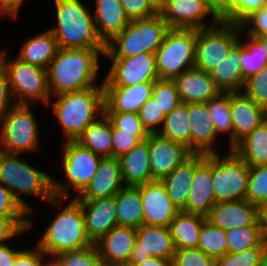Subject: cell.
Masks as SVG:
<instances>
[{
  "instance_id": "obj_1",
  "label": "cell",
  "mask_w": 267,
  "mask_h": 266,
  "mask_svg": "<svg viewBox=\"0 0 267 266\" xmlns=\"http://www.w3.org/2000/svg\"><path fill=\"white\" fill-rule=\"evenodd\" d=\"M17 156L0 150V183L29 214L33 209L19 196L22 193L41 197L57 207L59 199L68 198V185L55 181L47 172L37 170Z\"/></svg>"
},
{
  "instance_id": "obj_2",
  "label": "cell",
  "mask_w": 267,
  "mask_h": 266,
  "mask_svg": "<svg viewBox=\"0 0 267 266\" xmlns=\"http://www.w3.org/2000/svg\"><path fill=\"white\" fill-rule=\"evenodd\" d=\"M105 49H58L48 65L47 81L52 95L81 91L97 86L99 55Z\"/></svg>"
},
{
  "instance_id": "obj_3",
  "label": "cell",
  "mask_w": 267,
  "mask_h": 266,
  "mask_svg": "<svg viewBox=\"0 0 267 266\" xmlns=\"http://www.w3.org/2000/svg\"><path fill=\"white\" fill-rule=\"evenodd\" d=\"M57 26L49 29L60 49H105L94 18L81 0H54Z\"/></svg>"
},
{
  "instance_id": "obj_4",
  "label": "cell",
  "mask_w": 267,
  "mask_h": 266,
  "mask_svg": "<svg viewBox=\"0 0 267 266\" xmlns=\"http://www.w3.org/2000/svg\"><path fill=\"white\" fill-rule=\"evenodd\" d=\"M52 109L57 117L66 141H76L84 130L104 112V86L90 87L55 95Z\"/></svg>"
},
{
  "instance_id": "obj_5",
  "label": "cell",
  "mask_w": 267,
  "mask_h": 266,
  "mask_svg": "<svg viewBox=\"0 0 267 266\" xmlns=\"http://www.w3.org/2000/svg\"><path fill=\"white\" fill-rule=\"evenodd\" d=\"M170 27L158 13L155 16L131 20L120 32L105 43L107 58H126L139 53H156Z\"/></svg>"
},
{
  "instance_id": "obj_6",
  "label": "cell",
  "mask_w": 267,
  "mask_h": 266,
  "mask_svg": "<svg viewBox=\"0 0 267 266\" xmlns=\"http://www.w3.org/2000/svg\"><path fill=\"white\" fill-rule=\"evenodd\" d=\"M92 245L94 243L87 234L81 204L73 198L49 224L38 248L46 256L50 254L55 258L62 252L77 251Z\"/></svg>"
},
{
  "instance_id": "obj_7",
  "label": "cell",
  "mask_w": 267,
  "mask_h": 266,
  "mask_svg": "<svg viewBox=\"0 0 267 266\" xmlns=\"http://www.w3.org/2000/svg\"><path fill=\"white\" fill-rule=\"evenodd\" d=\"M196 29L170 28L156 50L159 79L172 80L195 67Z\"/></svg>"
},
{
  "instance_id": "obj_8",
  "label": "cell",
  "mask_w": 267,
  "mask_h": 266,
  "mask_svg": "<svg viewBox=\"0 0 267 266\" xmlns=\"http://www.w3.org/2000/svg\"><path fill=\"white\" fill-rule=\"evenodd\" d=\"M240 24L219 21L197 30L195 68L210 73L239 42Z\"/></svg>"
},
{
  "instance_id": "obj_9",
  "label": "cell",
  "mask_w": 267,
  "mask_h": 266,
  "mask_svg": "<svg viewBox=\"0 0 267 266\" xmlns=\"http://www.w3.org/2000/svg\"><path fill=\"white\" fill-rule=\"evenodd\" d=\"M2 51L0 66L7 73L10 89L16 104H28L37 100L49 104L51 94L46 69L15 59L7 61Z\"/></svg>"
},
{
  "instance_id": "obj_10",
  "label": "cell",
  "mask_w": 267,
  "mask_h": 266,
  "mask_svg": "<svg viewBox=\"0 0 267 266\" xmlns=\"http://www.w3.org/2000/svg\"><path fill=\"white\" fill-rule=\"evenodd\" d=\"M212 154L213 192L216 203L245 200L250 167L231 149L220 158Z\"/></svg>"
},
{
  "instance_id": "obj_11",
  "label": "cell",
  "mask_w": 267,
  "mask_h": 266,
  "mask_svg": "<svg viewBox=\"0 0 267 266\" xmlns=\"http://www.w3.org/2000/svg\"><path fill=\"white\" fill-rule=\"evenodd\" d=\"M29 105L15 104L1 121V151L19 154L39 148V127Z\"/></svg>"
},
{
  "instance_id": "obj_12",
  "label": "cell",
  "mask_w": 267,
  "mask_h": 266,
  "mask_svg": "<svg viewBox=\"0 0 267 266\" xmlns=\"http://www.w3.org/2000/svg\"><path fill=\"white\" fill-rule=\"evenodd\" d=\"M112 63L104 87H130L159 79L155 53H139L126 58H109Z\"/></svg>"
},
{
  "instance_id": "obj_13",
  "label": "cell",
  "mask_w": 267,
  "mask_h": 266,
  "mask_svg": "<svg viewBox=\"0 0 267 266\" xmlns=\"http://www.w3.org/2000/svg\"><path fill=\"white\" fill-rule=\"evenodd\" d=\"M159 14L170 28L202 29L216 25L218 10L208 0H159ZM212 15L213 23L202 21Z\"/></svg>"
},
{
  "instance_id": "obj_14",
  "label": "cell",
  "mask_w": 267,
  "mask_h": 266,
  "mask_svg": "<svg viewBox=\"0 0 267 266\" xmlns=\"http://www.w3.org/2000/svg\"><path fill=\"white\" fill-rule=\"evenodd\" d=\"M136 236L127 266H137L150 257L172 262L176 248L169 227L143 224L136 228Z\"/></svg>"
},
{
  "instance_id": "obj_15",
  "label": "cell",
  "mask_w": 267,
  "mask_h": 266,
  "mask_svg": "<svg viewBox=\"0 0 267 266\" xmlns=\"http://www.w3.org/2000/svg\"><path fill=\"white\" fill-rule=\"evenodd\" d=\"M63 154L65 176L79 196L96 175L103 157L82 147L76 141H66Z\"/></svg>"
},
{
  "instance_id": "obj_16",
  "label": "cell",
  "mask_w": 267,
  "mask_h": 266,
  "mask_svg": "<svg viewBox=\"0 0 267 266\" xmlns=\"http://www.w3.org/2000/svg\"><path fill=\"white\" fill-rule=\"evenodd\" d=\"M149 164L153 180L161 181L193 153L185 145L152 133L148 137Z\"/></svg>"
},
{
  "instance_id": "obj_17",
  "label": "cell",
  "mask_w": 267,
  "mask_h": 266,
  "mask_svg": "<svg viewBox=\"0 0 267 266\" xmlns=\"http://www.w3.org/2000/svg\"><path fill=\"white\" fill-rule=\"evenodd\" d=\"M137 187L141 193L144 224L169 227L179 210L169 198L165 185L154 180Z\"/></svg>"
},
{
  "instance_id": "obj_18",
  "label": "cell",
  "mask_w": 267,
  "mask_h": 266,
  "mask_svg": "<svg viewBox=\"0 0 267 266\" xmlns=\"http://www.w3.org/2000/svg\"><path fill=\"white\" fill-rule=\"evenodd\" d=\"M233 148L267 120V110L258 106L242 91L230 92Z\"/></svg>"
},
{
  "instance_id": "obj_19",
  "label": "cell",
  "mask_w": 267,
  "mask_h": 266,
  "mask_svg": "<svg viewBox=\"0 0 267 266\" xmlns=\"http://www.w3.org/2000/svg\"><path fill=\"white\" fill-rule=\"evenodd\" d=\"M136 238V228L118 225L94 244L106 266H127Z\"/></svg>"
},
{
  "instance_id": "obj_20",
  "label": "cell",
  "mask_w": 267,
  "mask_h": 266,
  "mask_svg": "<svg viewBox=\"0 0 267 266\" xmlns=\"http://www.w3.org/2000/svg\"><path fill=\"white\" fill-rule=\"evenodd\" d=\"M206 218L225 231L246 226H261L259 207L246 199L216 203Z\"/></svg>"
},
{
  "instance_id": "obj_21",
  "label": "cell",
  "mask_w": 267,
  "mask_h": 266,
  "mask_svg": "<svg viewBox=\"0 0 267 266\" xmlns=\"http://www.w3.org/2000/svg\"><path fill=\"white\" fill-rule=\"evenodd\" d=\"M125 184L122 179L121 166L117 157H103L98 171L87 187L74 197L77 201H89L115 196Z\"/></svg>"
},
{
  "instance_id": "obj_22",
  "label": "cell",
  "mask_w": 267,
  "mask_h": 266,
  "mask_svg": "<svg viewBox=\"0 0 267 266\" xmlns=\"http://www.w3.org/2000/svg\"><path fill=\"white\" fill-rule=\"evenodd\" d=\"M154 82H142L130 87H104L103 113H138L152 97Z\"/></svg>"
},
{
  "instance_id": "obj_23",
  "label": "cell",
  "mask_w": 267,
  "mask_h": 266,
  "mask_svg": "<svg viewBox=\"0 0 267 266\" xmlns=\"http://www.w3.org/2000/svg\"><path fill=\"white\" fill-rule=\"evenodd\" d=\"M78 202L84 213L87 234L93 243L118 226L115 196Z\"/></svg>"
},
{
  "instance_id": "obj_24",
  "label": "cell",
  "mask_w": 267,
  "mask_h": 266,
  "mask_svg": "<svg viewBox=\"0 0 267 266\" xmlns=\"http://www.w3.org/2000/svg\"><path fill=\"white\" fill-rule=\"evenodd\" d=\"M213 192L212 154L205 155L196 167L188 200L184 212L207 216L215 206Z\"/></svg>"
},
{
  "instance_id": "obj_25",
  "label": "cell",
  "mask_w": 267,
  "mask_h": 266,
  "mask_svg": "<svg viewBox=\"0 0 267 266\" xmlns=\"http://www.w3.org/2000/svg\"><path fill=\"white\" fill-rule=\"evenodd\" d=\"M184 103H207L217 96L221 90L210 76L198 68L184 71L172 79Z\"/></svg>"
},
{
  "instance_id": "obj_26",
  "label": "cell",
  "mask_w": 267,
  "mask_h": 266,
  "mask_svg": "<svg viewBox=\"0 0 267 266\" xmlns=\"http://www.w3.org/2000/svg\"><path fill=\"white\" fill-rule=\"evenodd\" d=\"M189 123L191 129V152L194 154H215L213 143L217 137L207 103H189Z\"/></svg>"
},
{
  "instance_id": "obj_27",
  "label": "cell",
  "mask_w": 267,
  "mask_h": 266,
  "mask_svg": "<svg viewBox=\"0 0 267 266\" xmlns=\"http://www.w3.org/2000/svg\"><path fill=\"white\" fill-rule=\"evenodd\" d=\"M203 160L204 154L193 153L161 180L167 189L169 198L179 211H183L186 207L195 169Z\"/></svg>"
},
{
  "instance_id": "obj_28",
  "label": "cell",
  "mask_w": 267,
  "mask_h": 266,
  "mask_svg": "<svg viewBox=\"0 0 267 266\" xmlns=\"http://www.w3.org/2000/svg\"><path fill=\"white\" fill-rule=\"evenodd\" d=\"M119 161L125 186L137 187L154 181L149 164L148 138L121 155Z\"/></svg>"
},
{
  "instance_id": "obj_29",
  "label": "cell",
  "mask_w": 267,
  "mask_h": 266,
  "mask_svg": "<svg viewBox=\"0 0 267 266\" xmlns=\"http://www.w3.org/2000/svg\"><path fill=\"white\" fill-rule=\"evenodd\" d=\"M94 23L98 36L106 43L129 23L120 0H96Z\"/></svg>"
},
{
  "instance_id": "obj_30",
  "label": "cell",
  "mask_w": 267,
  "mask_h": 266,
  "mask_svg": "<svg viewBox=\"0 0 267 266\" xmlns=\"http://www.w3.org/2000/svg\"><path fill=\"white\" fill-rule=\"evenodd\" d=\"M206 216L179 211L169 224L176 249L197 248Z\"/></svg>"
},
{
  "instance_id": "obj_31",
  "label": "cell",
  "mask_w": 267,
  "mask_h": 266,
  "mask_svg": "<svg viewBox=\"0 0 267 266\" xmlns=\"http://www.w3.org/2000/svg\"><path fill=\"white\" fill-rule=\"evenodd\" d=\"M59 47L54 34L47 30L34 37H30L22 46L18 59L23 62L47 69L55 58Z\"/></svg>"
},
{
  "instance_id": "obj_32",
  "label": "cell",
  "mask_w": 267,
  "mask_h": 266,
  "mask_svg": "<svg viewBox=\"0 0 267 266\" xmlns=\"http://www.w3.org/2000/svg\"><path fill=\"white\" fill-rule=\"evenodd\" d=\"M112 124L103 113L76 140L82 147L102 157H113Z\"/></svg>"
},
{
  "instance_id": "obj_33",
  "label": "cell",
  "mask_w": 267,
  "mask_h": 266,
  "mask_svg": "<svg viewBox=\"0 0 267 266\" xmlns=\"http://www.w3.org/2000/svg\"><path fill=\"white\" fill-rule=\"evenodd\" d=\"M210 76L221 92L243 90L245 80L242 76L241 60L239 57V42L230 51L226 58L210 72Z\"/></svg>"
},
{
  "instance_id": "obj_34",
  "label": "cell",
  "mask_w": 267,
  "mask_h": 266,
  "mask_svg": "<svg viewBox=\"0 0 267 266\" xmlns=\"http://www.w3.org/2000/svg\"><path fill=\"white\" fill-rule=\"evenodd\" d=\"M119 226L139 228L144 224L143 205L138 187L125 186L115 195Z\"/></svg>"
},
{
  "instance_id": "obj_35",
  "label": "cell",
  "mask_w": 267,
  "mask_h": 266,
  "mask_svg": "<svg viewBox=\"0 0 267 266\" xmlns=\"http://www.w3.org/2000/svg\"><path fill=\"white\" fill-rule=\"evenodd\" d=\"M249 167L267 165V120L232 149Z\"/></svg>"
},
{
  "instance_id": "obj_36",
  "label": "cell",
  "mask_w": 267,
  "mask_h": 266,
  "mask_svg": "<svg viewBox=\"0 0 267 266\" xmlns=\"http://www.w3.org/2000/svg\"><path fill=\"white\" fill-rule=\"evenodd\" d=\"M189 123L188 103H180L165 116L161 136L181 143L191 151V129Z\"/></svg>"
},
{
  "instance_id": "obj_37",
  "label": "cell",
  "mask_w": 267,
  "mask_h": 266,
  "mask_svg": "<svg viewBox=\"0 0 267 266\" xmlns=\"http://www.w3.org/2000/svg\"><path fill=\"white\" fill-rule=\"evenodd\" d=\"M247 36L249 41L246 43L243 44L239 41V57L245 81L267 66V54H265L262 44L255 37Z\"/></svg>"
},
{
  "instance_id": "obj_38",
  "label": "cell",
  "mask_w": 267,
  "mask_h": 266,
  "mask_svg": "<svg viewBox=\"0 0 267 266\" xmlns=\"http://www.w3.org/2000/svg\"><path fill=\"white\" fill-rule=\"evenodd\" d=\"M228 253H238L253 247H266L261 226H246L226 230Z\"/></svg>"
},
{
  "instance_id": "obj_39",
  "label": "cell",
  "mask_w": 267,
  "mask_h": 266,
  "mask_svg": "<svg viewBox=\"0 0 267 266\" xmlns=\"http://www.w3.org/2000/svg\"><path fill=\"white\" fill-rule=\"evenodd\" d=\"M211 120L214 123L216 133H229L230 147L233 149V127L230 112V92H220L207 102Z\"/></svg>"
},
{
  "instance_id": "obj_40",
  "label": "cell",
  "mask_w": 267,
  "mask_h": 266,
  "mask_svg": "<svg viewBox=\"0 0 267 266\" xmlns=\"http://www.w3.org/2000/svg\"><path fill=\"white\" fill-rule=\"evenodd\" d=\"M197 248L215 259L225 255L228 253L225 230L206 219L202 225Z\"/></svg>"
},
{
  "instance_id": "obj_41",
  "label": "cell",
  "mask_w": 267,
  "mask_h": 266,
  "mask_svg": "<svg viewBox=\"0 0 267 266\" xmlns=\"http://www.w3.org/2000/svg\"><path fill=\"white\" fill-rule=\"evenodd\" d=\"M267 0H223L218 9L220 21L241 24L254 11L262 9Z\"/></svg>"
},
{
  "instance_id": "obj_42",
  "label": "cell",
  "mask_w": 267,
  "mask_h": 266,
  "mask_svg": "<svg viewBox=\"0 0 267 266\" xmlns=\"http://www.w3.org/2000/svg\"><path fill=\"white\" fill-rule=\"evenodd\" d=\"M246 200L259 208L267 202V165L250 167Z\"/></svg>"
},
{
  "instance_id": "obj_43",
  "label": "cell",
  "mask_w": 267,
  "mask_h": 266,
  "mask_svg": "<svg viewBox=\"0 0 267 266\" xmlns=\"http://www.w3.org/2000/svg\"><path fill=\"white\" fill-rule=\"evenodd\" d=\"M152 97L165 116L182 103L174 82L168 79H157L154 82Z\"/></svg>"
},
{
  "instance_id": "obj_44",
  "label": "cell",
  "mask_w": 267,
  "mask_h": 266,
  "mask_svg": "<svg viewBox=\"0 0 267 266\" xmlns=\"http://www.w3.org/2000/svg\"><path fill=\"white\" fill-rule=\"evenodd\" d=\"M111 124L120 132L132 133L141 141L146 140L150 133L140 120L138 113H104Z\"/></svg>"
},
{
  "instance_id": "obj_45",
  "label": "cell",
  "mask_w": 267,
  "mask_h": 266,
  "mask_svg": "<svg viewBox=\"0 0 267 266\" xmlns=\"http://www.w3.org/2000/svg\"><path fill=\"white\" fill-rule=\"evenodd\" d=\"M56 258L62 266H106L100 259L95 244L77 251H66Z\"/></svg>"
},
{
  "instance_id": "obj_46",
  "label": "cell",
  "mask_w": 267,
  "mask_h": 266,
  "mask_svg": "<svg viewBox=\"0 0 267 266\" xmlns=\"http://www.w3.org/2000/svg\"><path fill=\"white\" fill-rule=\"evenodd\" d=\"M264 253L265 247H253L238 253H226L216 258L215 266H261Z\"/></svg>"
},
{
  "instance_id": "obj_47",
  "label": "cell",
  "mask_w": 267,
  "mask_h": 266,
  "mask_svg": "<svg viewBox=\"0 0 267 266\" xmlns=\"http://www.w3.org/2000/svg\"><path fill=\"white\" fill-rule=\"evenodd\" d=\"M243 89L258 106L267 110V66L248 78Z\"/></svg>"
},
{
  "instance_id": "obj_48",
  "label": "cell",
  "mask_w": 267,
  "mask_h": 266,
  "mask_svg": "<svg viewBox=\"0 0 267 266\" xmlns=\"http://www.w3.org/2000/svg\"><path fill=\"white\" fill-rule=\"evenodd\" d=\"M216 259L198 248L176 249L171 266H215Z\"/></svg>"
},
{
  "instance_id": "obj_49",
  "label": "cell",
  "mask_w": 267,
  "mask_h": 266,
  "mask_svg": "<svg viewBox=\"0 0 267 266\" xmlns=\"http://www.w3.org/2000/svg\"><path fill=\"white\" fill-rule=\"evenodd\" d=\"M130 20L145 19L159 13V0H120Z\"/></svg>"
},
{
  "instance_id": "obj_50",
  "label": "cell",
  "mask_w": 267,
  "mask_h": 266,
  "mask_svg": "<svg viewBox=\"0 0 267 266\" xmlns=\"http://www.w3.org/2000/svg\"><path fill=\"white\" fill-rule=\"evenodd\" d=\"M140 120L143 122L145 128L150 134L158 133L157 125L163 124L165 114L161 112L157 102L150 97L141 107L138 112Z\"/></svg>"
},
{
  "instance_id": "obj_51",
  "label": "cell",
  "mask_w": 267,
  "mask_h": 266,
  "mask_svg": "<svg viewBox=\"0 0 267 266\" xmlns=\"http://www.w3.org/2000/svg\"><path fill=\"white\" fill-rule=\"evenodd\" d=\"M32 227V221L25 217H3L0 216V244L13 238Z\"/></svg>"
},
{
  "instance_id": "obj_52",
  "label": "cell",
  "mask_w": 267,
  "mask_h": 266,
  "mask_svg": "<svg viewBox=\"0 0 267 266\" xmlns=\"http://www.w3.org/2000/svg\"><path fill=\"white\" fill-rule=\"evenodd\" d=\"M240 25L247 32V35H267V4L262 9L254 11Z\"/></svg>"
},
{
  "instance_id": "obj_53",
  "label": "cell",
  "mask_w": 267,
  "mask_h": 266,
  "mask_svg": "<svg viewBox=\"0 0 267 266\" xmlns=\"http://www.w3.org/2000/svg\"><path fill=\"white\" fill-rule=\"evenodd\" d=\"M29 213L15 200L12 193L0 183V216L25 217Z\"/></svg>"
},
{
  "instance_id": "obj_54",
  "label": "cell",
  "mask_w": 267,
  "mask_h": 266,
  "mask_svg": "<svg viewBox=\"0 0 267 266\" xmlns=\"http://www.w3.org/2000/svg\"><path fill=\"white\" fill-rule=\"evenodd\" d=\"M111 136L113 140V157L117 158L124 153L129 152L141 142V140L132 135V133L120 132V129L115 128L113 125Z\"/></svg>"
},
{
  "instance_id": "obj_55",
  "label": "cell",
  "mask_w": 267,
  "mask_h": 266,
  "mask_svg": "<svg viewBox=\"0 0 267 266\" xmlns=\"http://www.w3.org/2000/svg\"><path fill=\"white\" fill-rule=\"evenodd\" d=\"M13 99L14 97L10 89L7 73L0 66V123L10 109L16 104ZM12 100L13 102H11Z\"/></svg>"
},
{
  "instance_id": "obj_56",
  "label": "cell",
  "mask_w": 267,
  "mask_h": 266,
  "mask_svg": "<svg viewBox=\"0 0 267 266\" xmlns=\"http://www.w3.org/2000/svg\"><path fill=\"white\" fill-rule=\"evenodd\" d=\"M44 254L38 247L34 250H21L14 262L13 266H41L43 262Z\"/></svg>"
},
{
  "instance_id": "obj_57",
  "label": "cell",
  "mask_w": 267,
  "mask_h": 266,
  "mask_svg": "<svg viewBox=\"0 0 267 266\" xmlns=\"http://www.w3.org/2000/svg\"><path fill=\"white\" fill-rule=\"evenodd\" d=\"M21 250H14L5 243L0 244V266H13L18 253Z\"/></svg>"
},
{
  "instance_id": "obj_58",
  "label": "cell",
  "mask_w": 267,
  "mask_h": 266,
  "mask_svg": "<svg viewBox=\"0 0 267 266\" xmlns=\"http://www.w3.org/2000/svg\"><path fill=\"white\" fill-rule=\"evenodd\" d=\"M23 0H0V15L8 14L15 18Z\"/></svg>"
},
{
  "instance_id": "obj_59",
  "label": "cell",
  "mask_w": 267,
  "mask_h": 266,
  "mask_svg": "<svg viewBox=\"0 0 267 266\" xmlns=\"http://www.w3.org/2000/svg\"><path fill=\"white\" fill-rule=\"evenodd\" d=\"M137 266H171V262L163 258L150 257Z\"/></svg>"
},
{
  "instance_id": "obj_60",
  "label": "cell",
  "mask_w": 267,
  "mask_h": 266,
  "mask_svg": "<svg viewBox=\"0 0 267 266\" xmlns=\"http://www.w3.org/2000/svg\"><path fill=\"white\" fill-rule=\"evenodd\" d=\"M259 214L262 231L265 239L267 240V202L259 208Z\"/></svg>"
},
{
  "instance_id": "obj_61",
  "label": "cell",
  "mask_w": 267,
  "mask_h": 266,
  "mask_svg": "<svg viewBox=\"0 0 267 266\" xmlns=\"http://www.w3.org/2000/svg\"><path fill=\"white\" fill-rule=\"evenodd\" d=\"M255 37L263 46L265 49L264 52L267 54V35H261V36H253Z\"/></svg>"
},
{
  "instance_id": "obj_62",
  "label": "cell",
  "mask_w": 267,
  "mask_h": 266,
  "mask_svg": "<svg viewBox=\"0 0 267 266\" xmlns=\"http://www.w3.org/2000/svg\"><path fill=\"white\" fill-rule=\"evenodd\" d=\"M41 266H62V263L57 258L56 260H52V261L47 262L45 264L42 262Z\"/></svg>"
},
{
  "instance_id": "obj_63",
  "label": "cell",
  "mask_w": 267,
  "mask_h": 266,
  "mask_svg": "<svg viewBox=\"0 0 267 266\" xmlns=\"http://www.w3.org/2000/svg\"><path fill=\"white\" fill-rule=\"evenodd\" d=\"M208 1L218 10L223 0H208Z\"/></svg>"
},
{
  "instance_id": "obj_64",
  "label": "cell",
  "mask_w": 267,
  "mask_h": 266,
  "mask_svg": "<svg viewBox=\"0 0 267 266\" xmlns=\"http://www.w3.org/2000/svg\"><path fill=\"white\" fill-rule=\"evenodd\" d=\"M261 266H267V240H266L265 253L262 258Z\"/></svg>"
}]
</instances>
